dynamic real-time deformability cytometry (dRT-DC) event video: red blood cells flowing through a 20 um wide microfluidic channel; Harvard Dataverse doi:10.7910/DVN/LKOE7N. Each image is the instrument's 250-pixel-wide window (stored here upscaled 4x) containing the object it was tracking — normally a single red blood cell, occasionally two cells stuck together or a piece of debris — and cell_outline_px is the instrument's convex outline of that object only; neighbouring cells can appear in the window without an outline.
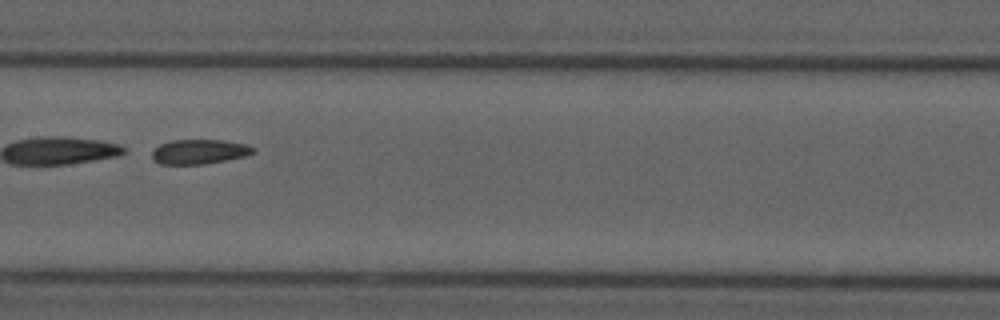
{"species": "common noctule bat (a hibernating species)", "species_latin": "Nyctalus noctula", "temperature_condition": "cold", "stored_images_in_passage": 54, "segment_of_instrument_passage": [2, 2], "camera_frame_rate_fps": 3000, "um_per_image_px": 0.085, "animal": {"sex": "male", "forearm_length_mm": 52.5}, "frame": {"image": 1, "passage_image": 28, "time_ms": 9.0, "image_size_px": [1000, 320], "cell_outline_px": [[256, 152], [244, 156], [204, 164], [160, 164], [152, 160], [152, 152], [160, 144], [172, 140], [220, 140], [248, 144], [256, 148]], "centroid_in_image_um": [16.95, 12.89], "position_along_channel_um": 190.5, "area_um2": 14.51}}